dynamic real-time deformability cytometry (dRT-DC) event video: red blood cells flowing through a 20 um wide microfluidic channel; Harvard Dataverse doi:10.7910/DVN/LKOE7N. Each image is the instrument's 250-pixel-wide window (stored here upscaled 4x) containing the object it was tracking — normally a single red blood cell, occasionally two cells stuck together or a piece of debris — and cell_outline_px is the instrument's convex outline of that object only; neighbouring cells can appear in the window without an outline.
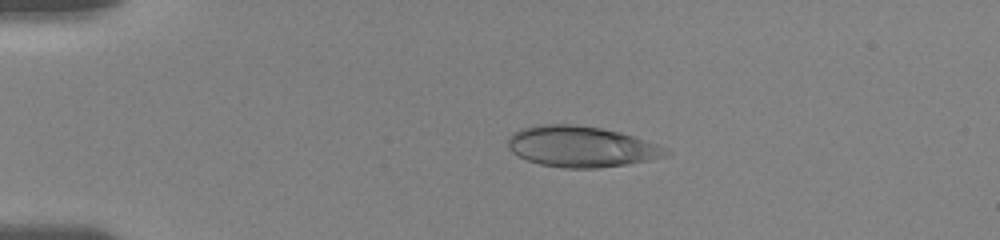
{"species": "human", "species_latin": "Homo sapiens", "temperature_condition": "room temperature", "stored_images_in_passage": 44, "camera_frame_rate_fps": 3000, "um_per_image_px": 0.085, "donor": {"sex": "female"}, "frame": {"image": 1, "passage_image": 7, "time_ms": 2.667, "image_size_px": [1000, 240], "cell_outline_px": [[672, 152], [664, 156], [648, 160], [628, 164], [596, 168], [564, 168], [540, 164], [528, 160], [512, 152], [508, 148], [508, 136], [512, 132], [520, 128], [540, 124], [576, 124], [600, 128], [620, 132], [668, 148]], "centroid_in_image_um": [49.37, 12.45], "position_along_channel_um": 35.6, "area_um2": 37.63}}
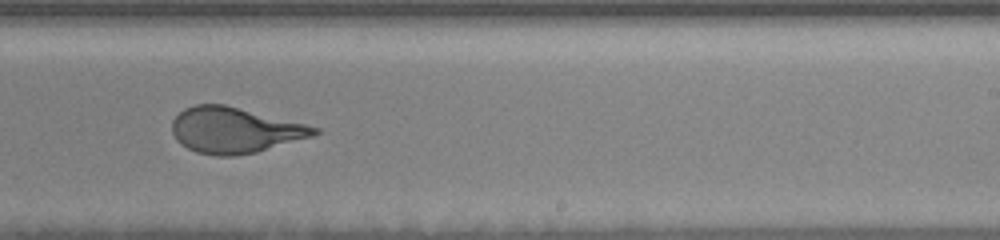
{"frame": {"image": 2, "passage_image": 25, "time_ms": 10.333, "image_size_px": [1000, 240], "cell_outline_px": [[320, 132], [312, 136], [256, 152], [236, 156], [216, 156], [196, 152], [180, 144], [176, 140], [172, 132], [172, 120], [184, 108], [192, 104], [224, 104], [320, 128]], "centroid_in_image_um": [19.89, 11.07], "position_along_channel_um": 269.1, "area_um2": 37.69}}
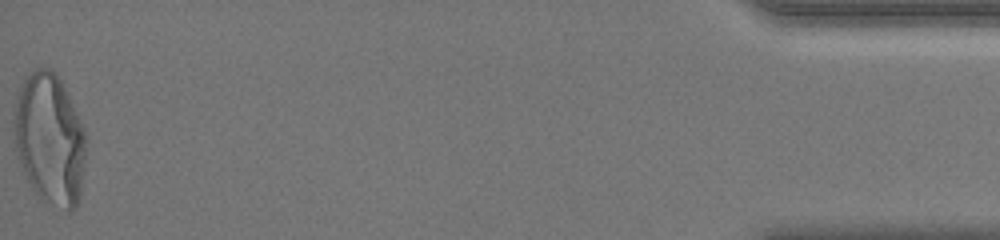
{"frame": {"image": 3, "passage_image": 44, "time_ms": 17.0, "image_size_px": [1000, 240], "cell_outline_px": [[84, 164], [80, 192], [76, 208], [68, 212], [44, 204], [40, 200], [32, 188], [16, 156], [12, 120], [16, 100], [20, 88], [24, 80], [36, 68], [48, 68], [56, 72], [84, 128]], "centroid_in_image_um": [4.19, 11.88], "position_along_channel_um": 431.0, "area_um2": 55.14}, "authors_computed_cell_mechanics": {"area_um2": 38.0324, "velocity_mm_per_s": 3.6963, "shape_relaxation_time_tau1_ms": 6.9187, "shape_relaxation_time_tau2_ms": null, "deformation_change_tau1": 0.2338, "deformation_change_tau2": null}}